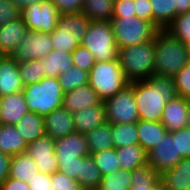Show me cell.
Wrapping results in <instances>:
<instances>
[{"mask_svg":"<svg viewBox=\"0 0 190 190\" xmlns=\"http://www.w3.org/2000/svg\"><path fill=\"white\" fill-rule=\"evenodd\" d=\"M133 92L139 120L161 121L166 102L178 94L174 77L152 75L148 79L133 81Z\"/></svg>","mask_w":190,"mask_h":190,"instance_id":"1","label":"cell"},{"mask_svg":"<svg viewBox=\"0 0 190 190\" xmlns=\"http://www.w3.org/2000/svg\"><path fill=\"white\" fill-rule=\"evenodd\" d=\"M154 75L174 77L190 62L189 47L166 30L154 38Z\"/></svg>","mask_w":190,"mask_h":190,"instance_id":"2","label":"cell"},{"mask_svg":"<svg viewBox=\"0 0 190 190\" xmlns=\"http://www.w3.org/2000/svg\"><path fill=\"white\" fill-rule=\"evenodd\" d=\"M23 93L28 111L45 118L49 113L62 106L65 92L58 78L44 77L38 83L24 86Z\"/></svg>","mask_w":190,"mask_h":190,"instance_id":"3","label":"cell"},{"mask_svg":"<svg viewBox=\"0 0 190 190\" xmlns=\"http://www.w3.org/2000/svg\"><path fill=\"white\" fill-rule=\"evenodd\" d=\"M154 39L119 49L118 60L130 81L145 80L154 74Z\"/></svg>","mask_w":190,"mask_h":190,"instance_id":"4","label":"cell"},{"mask_svg":"<svg viewBox=\"0 0 190 190\" xmlns=\"http://www.w3.org/2000/svg\"><path fill=\"white\" fill-rule=\"evenodd\" d=\"M88 84L104 101L126 88L130 81L126 78L119 60L96 61L89 72Z\"/></svg>","mask_w":190,"mask_h":190,"instance_id":"5","label":"cell"},{"mask_svg":"<svg viewBox=\"0 0 190 190\" xmlns=\"http://www.w3.org/2000/svg\"><path fill=\"white\" fill-rule=\"evenodd\" d=\"M91 20L82 12L61 14L57 26L50 33L53 50H62L72 53L84 38V34Z\"/></svg>","mask_w":190,"mask_h":190,"instance_id":"6","label":"cell"},{"mask_svg":"<svg viewBox=\"0 0 190 190\" xmlns=\"http://www.w3.org/2000/svg\"><path fill=\"white\" fill-rule=\"evenodd\" d=\"M81 46L87 48L96 61H111L118 59L119 49L110 21H91Z\"/></svg>","mask_w":190,"mask_h":190,"instance_id":"7","label":"cell"},{"mask_svg":"<svg viewBox=\"0 0 190 190\" xmlns=\"http://www.w3.org/2000/svg\"><path fill=\"white\" fill-rule=\"evenodd\" d=\"M118 49L151 41L159 29L149 21L133 17H112L110 20Z\"/></svg>","mask_w":190,"mask_h":190,"instance_id":"8","label":"cell"},{"mask_svg":"<svg viewBox=\"0 0 190 190\" xmlns=\"http://www.w3.org/2000/svg\"><path fill=\"white\" fill-rule=\"evenodd\" d=\"M107 122L111 124L133 123L139 114L133 92V82L119 93L103 101Z\"/></svg>","mask_w":190,"mask_h":190,"instance_id":"9","label":"cell"},{"mask_svg":"<svg viewBox=\"0 0 190 190\" xmlns=\"http://www.w3.org/2000/svg\"><path fill=\"white\" fill-rule=\"evenodd\" d=\"M60 14L51 0L33 3L21 9L20 17L28 30L51 33Z\"/></svg>","mask_w":190,"mask_h":190,"instance_id":"10","label":"cell"},{"mask_svg":"<svg viewBox=\"0 0 190 190\" xmlns=\"http://www.w3.org/2000/svg\"><path fill=\"white\" fill-rule=\"evenodd\" d=\"M53 50L50 33L28 30L12 57L18 62L45 58Z\"/></svg>","mask_w":190,"mask_h":190,"instance_id":"11","label":"cell"},{"mask_svg":"<svg viewBox=\"0 0 190 190\" xmlns=\"http://www.w3.org/2000/svg\"><path fill=\"white\" fill-rule=\"evenodd\" d=\"M182 159V156H177L176 131L167 132L159 143L147 153V163L159 176L173 168Z\"/></svg>","mask_w":190,"mask_h":190,"instance_id":"12","label":"cell"},{"mask_svg":"<svg viewBox=\"0 0 190 190\" xmlns=\"http://www.w3.org/2000/svg\"><path fill=\"white\" fill-rule=\"evenodd\" d=\"M55 140L44 135L28 144L26 153L36 163L39 172L53 174L58 170V160L54 153Z\"/></svg>","mask_w":190,"mask_h":190,"instance_id":"13","label":"cell"},{"mask_svg":"<svg viewBox=\"0 0 190 190\" xmlns=\"http://www.w3.org/2000/svg\"><path fill=\"white\" fill-rule=\"evenodd\" d=\"M54 153L62 165V162L81 161V157L90 155V150L85 135L74 132L55 140Z\"/></svg>","mask_w":190,"mask_h":190,"instance_id":"14","label":"cell"},{"mask_svg":"<svg viewBox=\"0 0 190 190\" xmlns=\"http://www.w3.org/2000/svg\"><path fill=\"white\" fill-rule=\"evenodd\" d=\"M189 98L177 95L166 102L161 117L167 132H175L188 127Z\"/></svg>","mask_w":190,"mask_h":190,"instance_id":"15","label":"cell"},{"mask_svg":"<svg viewBox=\"0 0 190 190\" xmlns=\"http://www.w3.org/2000/svg\"><path fill=\"white\" fill-rule=\"evenodd\" d=\"M18 61L12 56L0 55V97L23 91Z\"/></svg>","mask_w":190,"mask_h":190,"instance_id":"16","label":"cell"},{"mask_svg":"<svg viewBox=\"0 0 190 190\" xmlns=\"http://www.w3.org/2000/svg\"><path fill=\"white\" fill-rule=\"evenodd\" d=\"M73 123V113L61 106L44 118L45 134L54 140L62 138L75 132Z\"/></svg>","mask_w":190,"mask_h":190,"instance_id":"17","label":"cell"},{"mask_svg":"<svg viewBox=\"0 0 190 190\" xmlns=\"http://www.w3.org/2000/svg\"><path fill=\"white\" fill-rule=\"evenodd\" d=\"M28 112L23 91L0 97V124L16 125Z\"/></svg>","mask_w":190,"mask_h":190,"instance_id":"18","label":"cell"},{"mask_svg":"<svg viewBox=\"0 0 190 190\" xmlns=\"http://www.w3.org/2000/svg\"><path fill=\"white\" fill-rule=\"evenodd\" d=\"M74 129L75 132L86 134L97 126L107 122L106 109L104 102L92 107H86L78 112L73 113Z\"/></svg>","mask_w":190,"mask_h":190,"instance_id":"19","label":"cell"},{"mask_svg":"<svg viewBox=\"0 0 190 190\" xmlns=\"http://www.w3.org/2000/svg\"><path fill=\"white\" fill-rule=\"evenodd\" d=\"M27 31L21 17L0 26V55L12 56Z\"/></svg>","mask_w":190,"mask_h":190,"instance_id":"20","label":"cell"},{"mask_svg":"<svg viewBox=\"0 0 190 190\" xmlns=\"http://www.w3.org/2000/svg\"><path fill=\"white\" fill-rule=\"evenodd\" d=\"M102 100L98 97L96 91L86 84L74 90L64 93L62 106L71 113H75L86 107L97 105Z\"/></svg>","mask_w":190,"mask_h":190,"instance_id":"21","label":"cell"},{"mask_svg":"<svg viewBox=\"0 0 190 190\" xmlns=\"http://www.w3.org/2000/svg\"><path fill=\"white\" fill-rule=\"evenodd\" d=\"M160 177L163 186L168 190H190V158H183Z\"/></svg>","mask_w":190,"mask_h":190,"instance_id":"22","label":"cell"},{"mask_svg":"<svg viewBox=\"0 0 190 190\" xmlns=\"http://www.w3.org/2000/svg\"><path fill=\"white\" fill-rule=\"evenodd\" d=\"M139 145L148 153L165 136L167 130L161 121H137Z\"/></svg>","mask_w":190,"mask_h":190,"instance_id":"23","label":"cell"},{"mask_svg":"<svg viewBox=\"0 0 190 190\" xmlns=\"http://www.w3.org/2000/svg\"><path fill=\"white\" fill-rule=\"evenodd\" d=\"M27 143L17 131L15 125L0 124V152L10 157L24 153Z\"/></svg>","mask_w":190,"mask_h":190,"instance_id":"24","label":"cell"},{"mask_svg":"<svg viewBox=\"0 0 190 190\" xmlns=\"http://www.w3.org/2000/svg\"><path fill=\"white\" fill-rule=\"evenodd\" d=\"M43 64L45 77L58 78L73 66L72 53L62 50H52L45 58L40 59Z\"/></svg>","mask_w":190,"mask_h":190,"instance_id":"25","label":"cell"},{"mask_svg":"<svg viewBox=\"0 0 190 190\" xmlns=\"http://www.w3.org/2000/svg\"><path fill=\"white\" fill-rule=\"evenodd\" d=\"M38 173L36 163L26 152L11 157L8 177L29 183Z\"/></svg>","mask_w":190,"mask_h":190,"instance_id":"26","label":"cell"},{"mask_svg":"<svg viewBox=\"0 0 190 190\" xmlns=\"http://www.w3.org/2000/svg\"><path fill=\"white\" fill-rule=\"evenodd\" d=\"M15 127L27 145L45 135L44 118L35 112L24 114Z\"/></svg>","mask_w":190,"mask_h":190,"instance_id":"27","label":"cell"},{"mask_svg":"<svg viewBox=\"0 0 190 190\" xmlns=\"http://www.w3.org/2000/svg\"><path fill=\"white\" fill-rule=\"evenodd\" d=\"M131 179L129 190H159L163 186L161 177L148 163L134 169Z\"/></svg>","mask_w":190,"mask_h":190,"instance_id":"28","label":"cell"},{"mask_svg":"<svg viewBox=\"0 0 190 190\" xmlns=\"http://www.w3.org/2000/svg\"><path fill=\"white\" fill-rule=\"evenodd\" d=\"M116 155L120 170L132 172L147 163V153L139 144L116 148Z\"/></svg>","mask_w":190,"mask_h":190,"instance_id":"29","label":"cell"},{"mask_svg":"<svg viewBox=\"0 0 190 190\" xmlns=\"http://www.w3.org/2000/svg\"><path fill=\"white\" fill-rule=\"evenodd\" d=\"M90 153L108 150L114 147L112 141V124L105 122L85 134Z\"/></svg>","mask_w":190,"mask_h":190,"instance_id":"30","label":"cell"},{"mask_svg":"<svg viewBox=\"0 0 190 190\" xmlns=\"http://www.w3.org/2000/svg\"><path fill=\"white\" fill-rule=\"evenodd\" d=\"M153 10V24L165 30L176 17V0H150Z\"/></svg>","mask_w":190,"mask_h":190,"instance_id":"31","label":"cell"},{"mask_svg":"<svg viewBox=\"0 0 190 190\" xmlns=\"http://www.w3.org/2000/svg\"><path fill=\"white\" fill-rule=\"evenodd\" d=\"M102 177L91 155L81 157L79 185L82 190H95L100 185Z\"/></svg>","mask_w":190,"mask_h":190,"instance_id":"32","label":"cell"},{"mask_svg":"<svg viewBox=\"0 0 190 190\" xmlns=\"http://www.w3.org/2000/svg\"><path fill=\"white\" fill-rule=\"evenodd\" d=\"M114 0H84L82 13L91 21H110L113 17Z\"/></svg>","mask_w":190,"mask_h":190,"instance_id":"33","label":"cell"},{"mask_svg":"<svg viewBox=\"0 0 190 190\" xmlns=\"http://www.w3.org/2000/svg\"><path fill=\"white\" fill-rule=\"evenodd\" d=\"M112 141L115 148L139 144L137 122L112 124Z\"/></svg>","mask_w":190,"mask_h":190,"instance_id":"34","label":"cell"},{"mask_svg":"<svg viewBox=\"0 0 190 190\" xmlns=\"http://www.w3.org/2000/svg\"><path fill=\"white\" fill-rule=\"evenodd\" d=\"M90 155L102 176L114 174L120 170V162L118 161L115 147L108 150L90 153Z\"/></svg>","mask_w":190,"mask_h":190,"instance_id":"35","label":"cell"},{"mask_svg":"<svg viewBox=\"0 0 190 190\" xmlns=\"http://www.w3.org/2000/svg\"><path fill=\"white\" fill-rule=\"evenodd\" d=\"M89 72L72 66L64 73L59 74L58 81L64 92H68L88 84Z\"/></svg>","mask_w":190,"mask_h":190,"instance_id":"36","label":"cell"},{"mask_svg":"<svg viewBox=\"0 0 190 190\" xmlns=\"http://www.w3.org/2000/svg\"><path fill=\"white\" fill-rule=\"evenodd\" d=\"M18 69L24 86L38 83L45 77L40 59L18 62Z\"/></svg>","mask_w":190,"mask_h":190,"instance_id":"37","label":"cell"},{"mask_svg":"<svg viewBox=\"0 0 190 190\" xmlns=\"http://www.w3.org/2000/svg\"><path fill=\"white\" fill-rule=\"evenodd\" d=\"M131 183V172L119 170L114 174L104 175L95 190H129Z\"/></svg>","mask_w":190,"mask_h":190,"instance_id":"38","label":"cell"},{"mask_svg":"<svg viewBox=\"0 0 190 190\" xmlns=\"http://www.w3.org/2000/svg\"><path fill=\"white\" fill-rule=\"evenodd\" d=\"M165 30L183 41L190 49V12L177 15Z\"/></svg>","mask_w":190,"mask_h":190,"instance_id":"39","label":"cell"},{"mask_svg":"<svg viewBox=\"0 0 190 190\" xmlns=\"http://www.w3.org/2000/svg\"><path fill=\"white\" fill-rule=\"evenodd\" d=\"M73 65L90 72L91 68L95 65L94 55L85 47L78 46L72 52Z\"/></svg>","mask_w":190,"mask_h":190,"instance_id":"40","label":"cell"},{"mask_svg":"<svg viewBox=\"0 0 190 190\" xmlns=\"http://www.w3.org/2000/svg\"><path fill=\"white\" fill-rule=\"evenodd\" d=\"M174 79L177 94L190 99V62L174 76Z\"/></svg>","mask_w":190,"mask_h":190,"instance_id":"41","label":"cell"},{"mask_svg":"<svg viewBox=\"0 0 190 190\" xmlns=\"http://www.w3.org/2000/svg\"><path fill=\"white\" fill-rule=\"evenodd\" d=\"M52 190H82L77 180L66 176L60 171L51 174Z\"/></svg>","mask_w":190,"mask_h":190,"instance_id":"42","label":"cell"},{"mask_svg":"<svg viewBox=\"0 0 190 190\" xmlns=\"http://www.w3.org/2000/svg\"><path fill=\"white\" fill-rule=\"evenodd\" d=\"M21 9L12 0H0V26L20 18Z\"/></svg>","mask_w":190,"mask_h":190,"instance_id":"43","label":"cell"},{"mask_svg":"<svg viewBox=\"0 0 190 190\" xmlns=\"http://www.w3.org/2000/svg\"><path fill=\"white\" fill-rule=\"evenodd\" d=\"M177 156L190 158V127L176 131Z\"/></svg>","mask_w":190,"mask_h":190,"instance_id":"44","label":"cell"},{"mask_svg":"<svg viewBox=\"0 0 190 190\" xmlns=\"http://www.w3.org/2000/svg\"><path fill=\"white\" fill-rule=\"evenodd\" d=\"M59 14L80 13L83 8L84 0H51Z\"/></svg>","mask_w":190,"mask_h":190,"instance_id":"45","label":"cell"},{"mask_svg":"<svg viewBox=\"0 0 190 190\" xmlns=\"http://www.w3.org/2000/svg\"><path fill=\"white\" fill-rule=\"evenodd\" d=\"M133 16H136L134 0H114L113 17Z\"/></svg>","mask_w":190,"mask_h":190,"instance_id":"46","label":"cell"},{"mask_svg":"<svg viewBox=\"0 0 190 190\" xmlns=\"http://www.w3.org/2000/svg\"><path fill=\"white\" fill-rule=\"evenodd\" d=\"M136 17L153 24V10L150 0H134Z\"/></svg>","mask_w":190,"mask_h":190,"instance_id":"47","label":"cell"},{"mask_svg":"<svg viewBox=\"0 0 190 190\" xmlns=\"http://www.w3.org/2000/svg\"><path fill=\"white\" fill-rule=\"evenodd\" d=\"M51 174L39 172L28 183L30 190H52Z\"/></svg>","mask_w":190,"mask_h":190,"instance_id":"48","label":"cell"},{"mask_svg":"<svg viewBox=\"0 0 190 190\" xmlns=\"http://www.w3.org/2000/svg\"><path fill=\"white\" fill-rule=\"evenodd\" d=\"M80 169L81 161L62 162V165L58 166V170L68 177H71L80 183Z\"/></svg>","mask_w":190,"mask_h":190,"instance_id":"49","label":"cell"},{"mask_svg":"<svg viewBox=\"0 0 190 190\" xmlns=\"http://www.w3.org/2000/svg\"><path fill=\"white\" fill-rule=\"evenodd\" d=\"M0 190H30V188L28 183L8 177L0 184Z\"/></svg>","mask_w":190,"mask_h":190,"instance_id":"50","label":"cell"},{"mask_svg":"<svg viewBox=\"0 0 190 190\" xmlns=\"http://www.w3.org/2000/svg\"><path fill=\"white\" fill-rule=\"evenodd\" d=\"M11 157L0 152V184L9 176Z\"/></svg>","mask_w":190,"mask_h":190,"instance_id":"51","label":"cell"},{"mask_svg":"<svg viewBox=\"0 0 190 190\" xmlns=\"http://www.w3.org/2000/svg\"><path fill=\"white\" fill-rule=\"evenodd\" d=\"M176 16L190 12V0H176Z\"/></svg>","mask_w":190,"mask_h":190,"instance_id":"52","label":"cell"},{"mask_svg":"<svg viewBox=\"0 0 190 190\" xmlns=\"http://www.w3.org/2000/svg\"><path fill=\"white\" fill-rule=\"evenodd\" d=\"M20 9L26 7L27 5H31L33 3H40L46 0H12Z\"/></svg>","mask_w":190,"mask_h":190,"instance_id":"53","label":"cell"},{"mask_svg":"<svg viewBox=\"0 0 190 190\" xmlns=\"http://www.w3.org/2000/svg\"><path fill=\"white\" fill-rule=\"evenodd\" d=\"M188 127H190V99H189Z\"/></svg>","mask_w":190,"mask_h":190,"instance_id":"54","label":"cell"},{"mask_svg":"<svg viewBox=\"0 0 190 190\" xmlns=\"http://www.w3.org/2000/svg\"><path fill=\"white\" fill-rule=\"evenodd\" d=\"M159 190H168L164 186H162Z\"/></svg>","mask_w":190,"mask_h":190,"instance_id":"55","label":"cell"}]
</instances>
